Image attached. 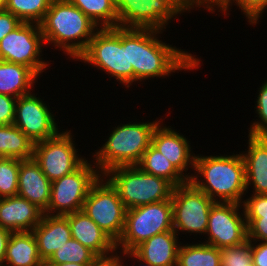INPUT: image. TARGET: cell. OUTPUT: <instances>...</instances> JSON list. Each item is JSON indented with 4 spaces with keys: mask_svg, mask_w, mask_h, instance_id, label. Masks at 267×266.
Wrapping results in <instances>:
<instances>
[{
    "mask_svg": "<svg viewBox=\"0 0 267 266\" xmlns=\"http://www.w3.org/2000/svg\"><path fill=\"white\" fill-rule=\"evenodd\" d=\"M34 142L14 124L0 125V157L33 158Z\"/></svg>",
    "mask_w": 267,
    "mask_h": 266,
    "instance_id": "obj_25",
    "label": "cell"
},
{
    "mask_svg": "<svg viewBox=\"0 0 267 266\" xmlns=\"http://www.w3.org/2000/svg\"><path fill=\"white\" fill-rule=\"evenodd\" d=\"M88 266H120L119 258L117 253L106 256V257H97L92 263Z\"/></svg>",
    "mask_w": 267,
    "mask_h": 266,
    "instance_id": "obj_42",
    "label": "cell"
},
{
    "mask_svg": "<svg viewBox=\"0 0 267 266\" xmlns=\"http://www.w3.org/2000/svg\"><path fill=\"white\" fill-rule=\"evenodd\" d=\"M38 76L21 64L0 60V94L19 98L35 89Z\"/></svg>",
    "mask_w": 267,
    "mask_h": 266,
    "instance_id": "obj_23",
    "label": "cell"
},
{
    "mask_svg": "<svg viewBox=\"0 0 267 266\" xmlns=\"http://www.w3.org/2000/svg\"><path fill=\"white\" fill-rule=\"evenodd\" d=\"M229 0H184V5L186 9L191 12V10H198L202 7L209 13L216 12L215 10H220ZM195 6V7H194Z\"/></svg>",
    "mask_w": 267,
    "mask_h": 266,
    "instance_id": "obj_38",
    "label": "cell"
},
{
    "mask_svg": "<svg viewBox=\"0 0 267 266\" xmlns=\"http://www.w3.org/2000/svg\"><path fill=\"white\" fill-rule=\"evenodd\" d=\"M19 159L0 158V198L17 196Z\"/></svg>",
    "mask_w": 267,
    "mask_h": 266,
    "instance_id": "obj_31",
    "label": "cell"
},
{
    "mask_svg": "<svg viewBox=\"0 0 267 266\" xmlns=\"http://www.w3.org/2000/svg\"><path fill=\"white\" fill-rule=\"evenodd\" d=\"M245 219L247 222L248 239L250 241L267 242V217Z\"/></svg>",
    "mask_w": 267,
    "mask_h": 266,
    "instance_id": "obj_36",
    "label": "cell"
},
{
    "mask_svg": "<svg viewBox=\"0 0 267 266\" xmlns=\"http://www.w3.org/2000/svg\"><path fill=\"white\" fill-rule=\"evenodd\" d=\"M77 60L105 71L125 88L133 85V67H129L128 56V28H99Z\"/></svg>",
    "mask_w": 267,
    "mask_h": 266,
    "instance_id": "obj_5",
    "label": "cell"
},
{
    "mask_svg": "<svg viewBox=\"0 0 267 266\" xmlns=\"http://www.w3.org/2000/svg\"><path fill=\"white\" fill-rule=\"evenodd\" d=\"M232 5L238 6L244 17L246 16L247 22L254 26L259 23V19L262 18L263 12L267 9V0H229L218 12L221 11V14L223 13L225 16L228 14L229 16Z\"/></svg>",
    "mask_w": 267,
    "mask_h": 266,
    "instance_id": "obj_33",
    "label": "cell"
},
{
    "mask_svg": "<svg viewBox=\"0 0 267 266\" xmlns=\"http://www.w3.org/2000/svg\"><path fill=\"white\" fill-rule=\"evenodd\" d=\"M97 256L79 241L71 238L59 247L44 264L79 263L90 264Z\"/></svg>",
    "mask_w": 267,
    "mask_h": 266,
    "instance_id": "obj_30",
    "label": "cell"
},
{
    "mask_svg": "<svg viewBox=\"0 0 267 266\" xmlns=\"http://www.w3.org/2000/svg\"><path fill=\"white\" fill-rule=\"evenodd\" d=\"M199 242L181 243L177 266H221V249Z\"/></svg>",
    "mask_w": 267,
    "mask_h": 266,
    "instance_id": "obj_27",
    "label": "cell"
},
{
    "mask_svg": "<svg viewBox=\"0 0 267 266\" xmlns=\"http://www.w3.org/2000/svg\"><path fill=\"white\" fill-rule=\"evenodd\" d=\"M43 45L40 24L22 22L0 41V60L29 67L40 78L50 66L41 57Z\"/></svg>",
    "mask_w": 267,
    "mask_h": 266,
    "instance_id": "obj_12",
    "label": "cell"
},
{
    "mask_svg": "<svg viewBox=\"0 0 267 266\" xmlns=\"http://www.w3.org/2000/svg\"><path fill=\"white\" fill-rule=\"evenodd\" d=\"M17 98L0 94V125H10L14 122Z\"/></svg>",
    "mask_w": 267,
    "mask_h": 266,
    "instance_id": "obj_37",
    "label": "cell"
},
{
    "mask_svg": "<svg viewBox=\"0 0 267 266\" xmlns=\"http://www.w3.org/2000/svg\"><path fill=\"white\" fill-rule=\"evenodd\" d=\"M162 123L163 121L154 129L151 144L189 181L193 173H187V171L189 169L194 171L196 157L190 141L179 131L172 129L173 127Z\"/></svg>",
    "mask_w": 267,
    "mask_h": 266,
    "instance_id": "obj_16",
    "label": "cell"
},
{
    "mask_svg": "<svg viewBox=\"0 0 267 266\" xmlns=\"http://www.w3.org/2000/svg\"><path fill=\"white\" fill-rule=\"evenodd\" d=\"M3 266H44L32 231L12 232Z\"/></svg>",
    "mask_w": 267,
    "mask_h": 266,
    "instance_id": "obj_24",
    "label": "cell"
},
{
    "mask_svg": "<svg viewBox=\"0 0 267 266\" xmlns=\"http://www.w3.org/2000/svg\"><path fill=\"white\" fill-rule=\"evenodd\" d=\"M242 204L215 202L210 211L204 243L218 249L238 245L248 239L247 222ZM241 210V211H240ZM240 211V212H239Z\"/></svg>",
    "mask_w": 267,
    "mask_h": 266,
    "instance_id": "obj_14",
    "label": "cell"
},
{
    "mask_svg": "<svg viewBox=\"0 0 267 266\" xmlns=\"http://www.w3.org/2000/svg\"><path fill=\"white\" fill-rule=\"evenodd\" d=\"M73 136L71 129H66L34 143L33 158L51 182L73 173L87 160L79 155Z\"/></svg>",
    "mask_w": 267,
    "mask_h": 266,
    "instance_id": "obj_13",
    "label": "cell"
},
{
    "mask_svg": "<svg viewBox=\"0 0 267 266\" xmlns=\"http://www.w3.org/2000/svg\"><path fill=\"white\" fill-rule=\"evenodd\" d=\"M221 266H254L252 259V242L246 241L221 249Z\"/></svg>",
    "mask_w": 267,
    "mask_h": 266,
    "instance_id": "obj_32",
    "label": "cell"
},
{
    "mask_svg": "<svg viewBox=\"0 0 267 266\" xmlns=\"http://www.w3.org/2000/svg\"><path fill=\"white\" fill-rule=\"evenodd\" d=\"M43 214L35 204L18 195L0 198V227L11 232L32 231Z\"/></svg>",
    "mask_w": 267,
    "mask_h": 266,
    "instance_id": "obj_19",
    "label": "cell"
},
{
    "mask_svg": "<svg viewBox=\"0 0 267 266\" xmlns=\"http://www.w3.org/2000/svg\"><path fill=\"white\" fill-rule=\"evenodd\" d=\"M82 210L115 242L125 225L126 208L117 191L101 175L90 187Z\"/></svg>",
    "mask_w": 267,
    "mask_h": 266,
    "instance_id": "obj_9",
    "label": "cell"
},
{
    "mask_svg": "<svg viewBox=\"0 0 267 266\" xmlns=\"http://www.w3.org/2000/svg\"><path fill=\"white\" fill-rule=\"evenodd\" d=\"M52 0H5L3 8L21 22L40 24Z\"/></svg>",
    "mask_w": 267,
    "mask_h": 266,
    "instance_id": "obj_29",
    "label": "cell"
},
{
    "mask_svg": "<svg viewBox=\"0 0 267 266\" xmlns=\"http://www.w3.org/2000/svg\"><path fill=\"white\" fill-rule=\"evenodd\" d=\"M5 0H0V8H3Z\"/></svg>",
    "mask_w": 267,
    "mask_h": 266,
    "instance_id": "obj_45",
    "label": "cell"
},
{
    "mask_svg": "<svg viewBox=\"0 0 267 266\" xmlns=\"http://www.w3.org/2000/svg\"><path fill=\"white\" fill-rule=\"evenodd\" d=\"M102 176L117 191L126 209L169 200L174 188L166 179L145 173L137 165L117 166Z\"/></svg>",
    "mask_w": 267,
    "mask_h": 266,
    "instance_id": "obj_6",
    "label": "cell"
},
{
    "mask_svg": "<svg viewBox=\"0 0 267 266\" xmlns=\"http://www.w3.org/2000/svg\"><path fill=\"white\" fill-rule=\"evenodd\" d=\"M178 239L174 230L165 231L142 242L132 252L142 261L154 266H177L181 245Z\"/></svg>",
    "mask_w": 267,
    "mask_h": 266,
    "instance_id": "obj_21",
    "label": "cell"
},
{
    "mask_svg": "<svg viewBox=\"0 0 267 266\" xmlns=\"http://www.w3.org/2000/svg\"><path fill=\"white\" fill-rule=\"evenodd\" d=\"M160 118L152 122L133 121L112 127L108 139L99 147L95 153H92L93 163L102 175L107 170L117 166L137 165L144 152L152 143V135L157 125L163 121ZM95 160V161H94Z\"/></svg>",
    "mask_w": 267,
    "mask_h": 266,
    "instance_id": "obj_4",
    "label": "cell"
},
{
    "mask_svg": "<svg viewBox=\"0 0 267 266\" xmlns=\"http://www.w3.org/2000/svg\"><path fill=\"white\" fill-rule=\"evenodd\" d=\"M137 166L145 173L166 179L174 187L188 182L186 177L152 144L144 152Z\"/></svg>",
    "mask_w": 267,
    "mask_h": 266,
    "instance_id": "obj_26",
    "label": "cell"
},
{
    "mask_svg": "<svg viewBox=\"0 0 267 266\" xmlns=\"http://www.w3.org/2000/svg\"><path fill=\"white\" fill-rule=\"evenodd\" d=\"M118 253H119V254H118ZM117 255H118V258H119V264H120V266H125L123 261H125L127 257H128V258H132V260L135 259V260H133V263H135V264H136V261H137V263L140 262V263L138 264L139 266H154V265H152V264H148V263L142 261L141 259H139V258H138L133 252H131V251H124V252L117 251ZM121 255H122V256H121ZM122 259H125V260H122ZM134 261H135V262H134ZM142 262H143V263H142Z\"/></svg>",
    "mask_w": 267,
    "mask_h": 266,
    "instance_id": "obj_43",
    "label": "cell"
},
{
    "mask_svg": "<svg viewBox=\"0 0 267 266\" xmlns=\"http://www.w3.org/2000/svg\"><path fill=\"white\" fill-rule=\"evenodd\" d=\"M249 196L242 203L245 218L267 217V194H252Z\"/></svg>",
    "mask_w": 267,
    "mask_h": 266,
    "instance_id": "obj_35",
    "label": "cell"
},
{
    "mask_svg": "<svg viewBox=\"0 0 267 266\" xmlns=\"http://www.w3.org/2000/svg\"><path fill=\"white\" fill-rule=\"evenodd\" d=\"M173 230L197 236L206 234L209 211L215 203L190 181L173 188L172 196Z\"/></svg>",
    "mask_w": 267,
    "mask_h": 266,
    "instance_id": "obj_11",
    "label": "cell"
},
{
    "mask_svg": "<svg viewBox=\"0 0 267 266\" xmlns=\"http://www.w3.org/2000/svg\"><path fill=\"white\" fill-rule=\"evenodd\" d=\"M258 88V95L256 96L255 113L258 119L252 121L250 128H248L249 135L251 136H267V79ZM258 120V121H257Z\"/></svg>",
    "mask_w": 267,
    "mask_h": 266,
    "instance_id": "obj_34",
    "label": "cell"
},
{
    "mask_svg": "<svg viewBox=\"0 0 267 266\" xmlns=\"http://www.w3.org/2000/svg\"><path fill=\"white\" fill-rule=\"evenodd\" d=\"M64 216L68 219L72 238L91 250L97 257L117 253L116 243L83 210Z\"/></svg>",
    "mask_w": 267,
    "mask_h": 266,
    "instance_id": "obj_17",
    "label": "cell"
},
{
    "mask_svg": "<svg viewBox=\"0 0 267 266\" xmlns=\"http://www.w3.org/2000/svg\"><path fill=\"white\" fill-rule=\"evenodd\" d=\"M162 30L128 28L129 67H133V83L169 77L178 71H193L201 66V59L185 49L160 40ZM189 70V71H188Z\"/></svg>",
    "mask_w": 267,
    "mask_h": 266,
    "instance_id": "obj_1",
    "label": "cell"
},
{
    "mask_svg": "<svg viewBox=\"0 0 267 266\" xmlns=\"http://www.w3.org/2000/svg\"><path fill=\"white\" fill-rule=\"evenodd\" d=\"M37 241L39 256L45 263L56 251L72 238L68 219L62 215L43 214L41 222L32 230Z\"/></svg>",
    "mask_w": 267,
    "mask_h": 266,
    "instance_id": "obj_22",
    "label": "cell"
},
{
    "mask_svg": "<svg viewBox=\"0 0 267 266\" xmlns=\"http://www.w3.org/2000/svg\"><path fill=\"white\" fill-rule=\"evenodd\" d=\"M21 23L11 12L0 8V41Z\"/></svg>",
    "mask_w": 267,
    "mask_h": 266,
    "instance_id": "obj_39",
    "label": "cell"
},
{
    "mask_svg": "<svg viewBox=\"0 0 267 266\" xmlns=\"http://www.w3.org/2000/svg\"><path fill=\"white\" fill-rule=\"evenodd\" d=\"M252 242V259L254 266H267V242Z\"/></svg>",
    "mask_w": 267,
    "mask_h": 266,
    "instance_id": "obj_40",
    "label": "cell"
},
{
    "mask_svg": "<svg viewBox=\"0 0 267 266\" xmlns=\"http://www.w3.org/2000/svg\"><path fill=\"white\" fill-rule=\"evenodd\" d=\"M33 92L17 98L13 124L36 143L54 137L61 128L49 103Z\"/></svg>",
    "mask_w": 267,
    "mask_h": 266,
    "instance_id": "obj_15",
    "label": "cell"
},
{
    "mask_svg": "<svg viewBox=\"0 0 267 266\" xmlns=\"http://www.w3.org/2000/svg\"><path fill=\"white\" fill-rule=\"evenodd\" d=\"M40 28L51 44L75 61L87 48L98 26L68 0H52Z\"/></svg>",
    "mask_w": 267,
    "mask_h": 266,
    "instance_id": "obj_3",
    "label": "cell"
},
{
    "mask_svg": "<svg viewBox=\"0 0 267 266\" xmlns=\"http://www.w3.org/2000/svg\"><path fill=\"white\" fill-rule=\"evenodd\" d=\"M99 28L118 27L116 0H68Z\"/></svg>",
    "mask_w": 267,
    "mask_h": 266,
    "instance_id": "obj_28",
    "label": "cell"
},
{
    "mask_svg": "<svg viewBox=\"0 0 267 266\" xmlns=\"http://www.w3.org/2000/svg\"><path fill=\"white\" fill-rule=\"evenodd\" d=\"M11 234V231L0 227V266L4 265L7 243Z\"/></svg>",
    "mask_w": 267,
    "mask_h": 266,
    "instance_id": "obj_41",
    "label": "cell"
},
{
    "mask_svg": "<svg viewBox=\"0 0 267 266\" xmlns=\"http://www.w3.org/2000/svg\"><path fill=\"white\" fill-rule=\"evenodd\" d=\"M248 150L241 155L245 165L246 189L253 186L251 194H267V136L248 134Z\"/></svg>",
    "mask_w": 267,
    "mask_h": 266,
    "instance_id": "obj_20",
    "label": "cell"
},
{
    "mask_svg": "<svg viewBox=\"0 0 267 266\" xmlns=\"http://www.w3.org/2000/svg\"><path fill=\"white\" fill-rule=\"evenodd\" d=\"M44 266H88V264L62 263V264H44Z\"/></svg>",
    "mask_w": 267,
    "mask_h": 266,
    "instance_id": "obj_44",
    "label": "cell"
},
{
    "mask_svg": "<svg viewBox=\"0 0 267 266\" xmlns=\"http://www.w3.org/2000/svg\"><path fill=\"white\" fill-rule=\"evenodd\" d=\"M170 230H173L171 198L127 209L124 230L116 243V250L132 252L152 236Z\"/></svg>",
    "mask_w": 267,
    "mask_h": 266,
    "instance_id": "obj_7",
    "label": "cell"
},
{
    "mask_svg": "<svg viewBox=\"0 0 267 266\" xmlns=\"http://www.w3.org/2000/svg\"><path fill=\"white\" fill-rule=\"evenodd\" d=\"M189 181L215 202L242 204L247 189L241 152L216 156L197 154Z\"/></svg>",
    "mask_w": 267,
    "mask_h": 266,
    "instance_id": "obj_2",
    "label": "cell"
},
{
    "mask_svg": "<svg viewBox=\"0 0 267 266\" xmlns=\"http://www.w3.org/2000/svg\"><path fill=\"white\" fill-rule=\"evenodd\" d=\"M101 176L94 163L86 160L73 173L51 183V199L47 215H66L83 208L90 187Z\"/></svg>",
    "mask_w": 267,
    "mask_h": 266,
    "instance_id": "obj_10",
    "label": "cell"
},
{
    "mask_svg": "<svg viewBox=\"0 0 267 266\" xmlns=\"http://www.w3.org/2000/svg\"><path fill=\"white\" fill-rule=\"evenodd\" d=\"M51 183L34 158L19 159V197L27 199L45 212L51 199Z\"/></svg>",
    "mask_w": 267,
    "mask_h": 266,
    "instance_id": "obj_18",
    "label": "cell"
},
{
    "mask_svg": "<svg viewBox=\"0 0 267 266\" xmlns=\"http://www.w3.org/2000/svg\"><path fill=\"white\" fill-rule=\"evenodd\" d=\"M116 10L118 27L162 31H165L177 16L189 13L184 0H116Z\"/></svg>",
    "mask_w": 267,
    "mask_h": 266,
    "instance_id": "obj_8",
    "label": "cell"
}]
</instances>
